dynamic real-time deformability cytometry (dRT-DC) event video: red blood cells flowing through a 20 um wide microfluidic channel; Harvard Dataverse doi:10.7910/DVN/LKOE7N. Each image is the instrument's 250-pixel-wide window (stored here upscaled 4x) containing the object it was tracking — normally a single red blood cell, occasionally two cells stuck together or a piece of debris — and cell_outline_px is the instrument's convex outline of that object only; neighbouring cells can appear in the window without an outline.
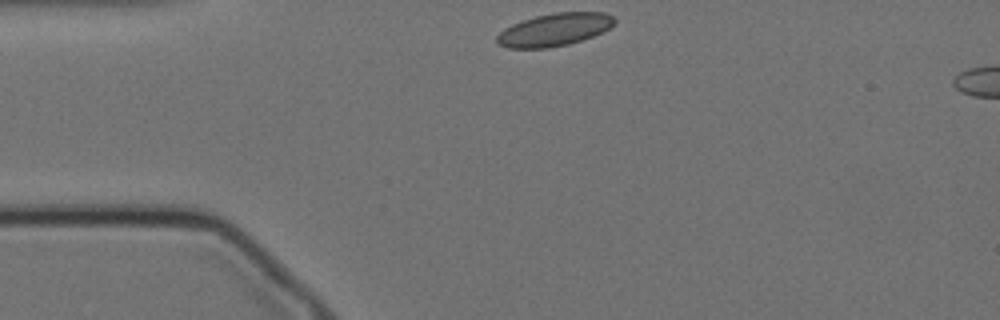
{"species": "Egyptian fruit bat (a non-hibernating species)", "species_latin": "Rousettus aegyptiacus", "temperature_condition": "cold", "stored_images_in_passage": 5, "camera_frame_rate_fps": 3000, "um_per_image_px": 0.085, "animal": {"sex": "female"}, "frame": {"image": 1, "passage_image": 1, "time_ms": 0.0, "image_size_px": [1000, 320], "cell_outline_px": [[616, 24], [592, 36], [568, 44], [548, 48], [508, 48], [500, 44], [496, 40], [496, 36], [504, 28], [512, 24], [536, 16], [556, 12], [604, 12], [612, 16], [616, 20]], "centroid_in_image_um": [47.12, 2.52], "position_along_channel_um": 37.9, "area_um2": 22.2}}